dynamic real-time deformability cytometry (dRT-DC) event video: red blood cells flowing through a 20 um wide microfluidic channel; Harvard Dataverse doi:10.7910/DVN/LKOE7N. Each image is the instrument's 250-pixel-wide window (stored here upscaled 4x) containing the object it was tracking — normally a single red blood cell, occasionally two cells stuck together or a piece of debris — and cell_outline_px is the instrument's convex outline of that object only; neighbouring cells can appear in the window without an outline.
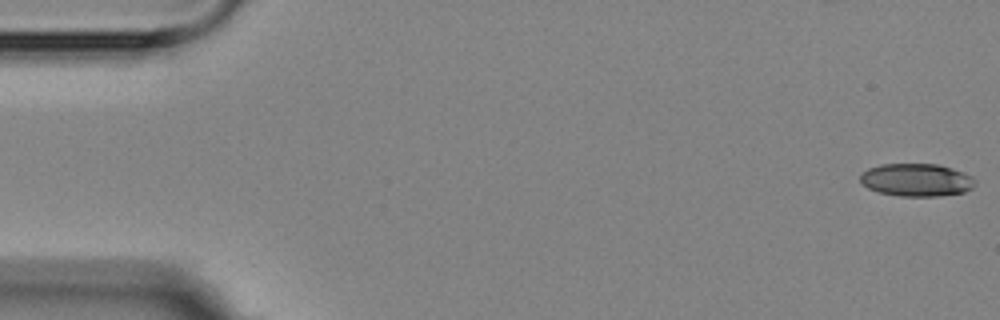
{"species": "Egyptian fruit bat (a non-hibernating species)", "species_latin": "Rousettus aegyptiacus", "temperature_condition": "room temperature", "stored_images_in_passage": 6, "camera_frame_rate_fps": 3000, "um_per_image_px": 0.085, "animal": {"sex": "female"}, "frame": {"image": 1, "passage_image": 1, "time_ms": 0.0, "image_size_px": [1000, 320], "cell_outline_px": [[972, 188], [964, 192], [940, 196], [900, 196], [880, 192], [868, 188], [860, 180], [860, 176], [868, 168], [880, 164], [936, 164], [952, 168], [964, 172], [972, 176]], "centroid_in_image_um": [77.89, 15.29], "position_along_channel_um": 7.1, "area_um2": 21.73}}
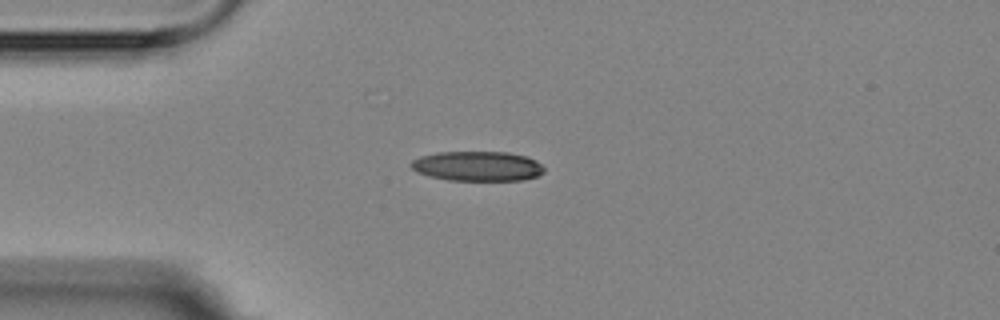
{"frame": {"image": 2, "passage_image": 4, "time_ms": 4.333, "image_size_px": [1000, 320], "cell_outline_px": [[544, 172], [536, 176], [524, 180], [448, 180], [416, 172], [408, 164], [412, 160], [420, 156], [436, 152], [508, 152], [524, 156], [536, 160], [544, 168]], "centroid_in_image_um": [40.56, 14.12], "position_along_channel_um": 44.4, "area_um2": 23.06}}
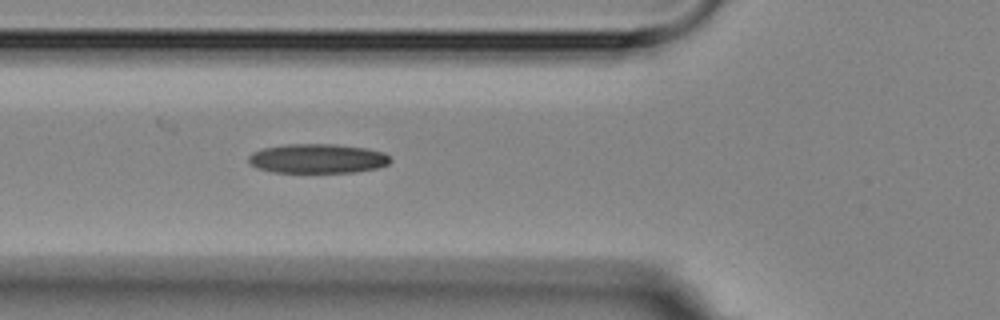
{"frame": {"image": 3, "passage_image": 6, "time_ms": 6.333, "image_size_px": [1000, 320], "cell_outline_px": [[392, 160], [388, 164], [376, 168], [356, 172], [272, 172], [260, 168], [252, 164], [248, 160], [248, 156], [252, 152], [264, 148], [284, 144], [336, 144], [368, 148], [384, 152]], "centroid_in_image_um": [27.02, 13.47], "position_along_channel_um": 98.8, "area_um2": 24.28}}